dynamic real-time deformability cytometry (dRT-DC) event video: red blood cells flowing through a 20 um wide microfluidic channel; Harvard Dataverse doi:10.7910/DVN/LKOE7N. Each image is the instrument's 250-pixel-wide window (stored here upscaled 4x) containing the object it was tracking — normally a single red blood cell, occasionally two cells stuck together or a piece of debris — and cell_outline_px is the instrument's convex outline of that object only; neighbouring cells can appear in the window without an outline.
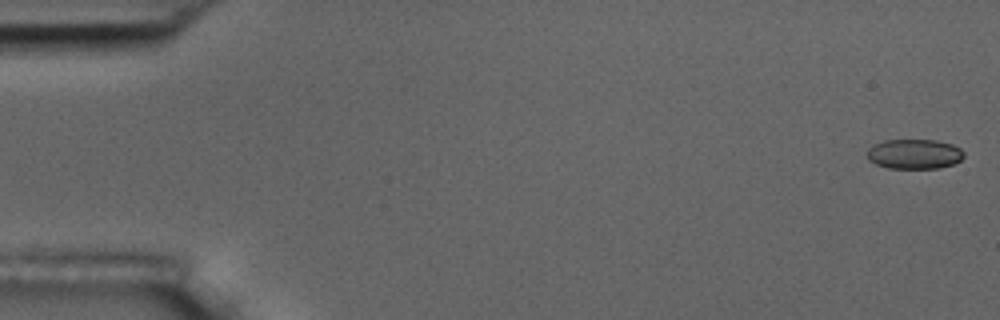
{"species": "common noctule bat (a hibernating species)", "species_latin": "Nyctalus noctula", "temperature_condition": "room temperature", "stored_images_in_passage": 6, "camera_frame_rate_fps": 3000, "um_per_image_px": 0.085, "animal": {"sex": "male", "body_mass_g": 17.5, "forearm_length_mm": 52.3}, "frame": {"image": 1, "passage_image": 1, "time_ms": 0.0, "image_size_px": [1000, 320], "cell_outline_px": [[964, 156], [960, 160], [952, 164], [936, 168], [888, 168], [876, 164], [868, 160], [868, 148], [872, 144], [884, 140], [936, 140], [952, 144], [960, 148], [964, 152]], "centroid_in_image_um": [77.7, 13.08], "position_along_channel_um": 7.3, "area_um2": 16.82}}
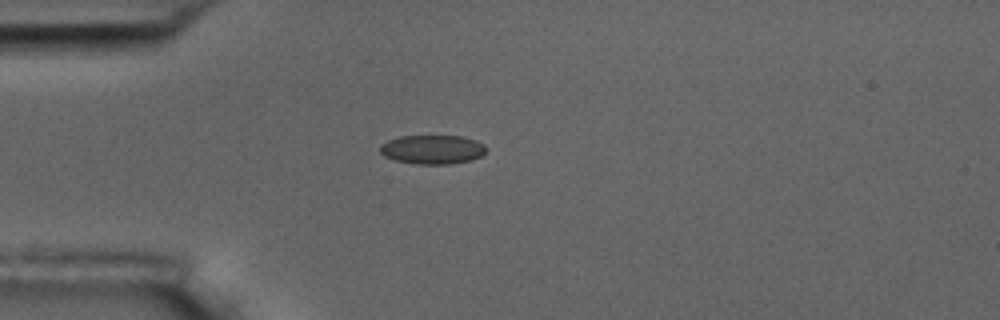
{"frame": {"image": 2, "passage_image": 5, "time_ms": 4.667, "image_size_px": [1000, 320], "cell_outline_px": [[488, 148], [480, 156], [472, 160], [448, 164], [416, 164], [396, 160], [384, 156], [380, 152], [380, 144], [388, 140], [400, 136], [464, 136], [476, 140], [484, 144]], "centroid_in_image_um": [36.77, 12.7], "position_along_channel_um": 48.2, "area_um2": 18.03}}